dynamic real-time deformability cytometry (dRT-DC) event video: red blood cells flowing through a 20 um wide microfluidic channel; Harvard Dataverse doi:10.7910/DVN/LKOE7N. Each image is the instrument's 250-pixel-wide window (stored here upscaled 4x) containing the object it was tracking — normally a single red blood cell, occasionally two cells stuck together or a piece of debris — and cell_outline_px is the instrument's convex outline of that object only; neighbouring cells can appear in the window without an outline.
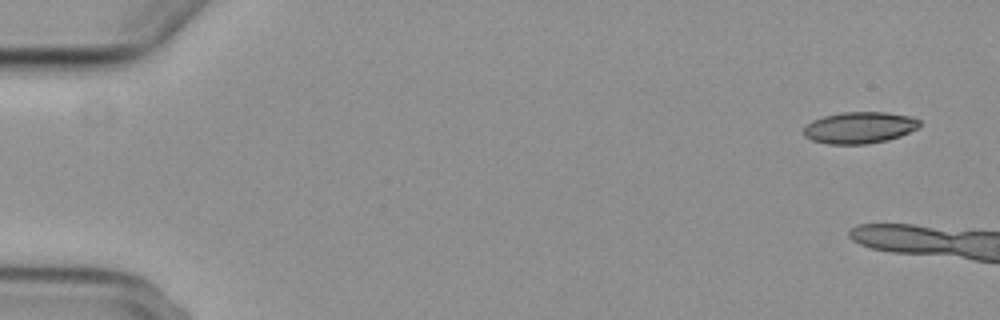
{"species": "common noctule bat (a hibernating species)", "species_latin": "Nyctalus noctula", "temperature_condition": "cold", "stored_images_in_passage": 3, "camera_frame_rate_fps": 3000, "um_per_image_px": 0.085, "animal": {"sex": "female", "body_mass_g": 29.2, "forearm_length_mm": 56.3}, "frame": {"image": 1, "passage_image": 1, "time_ms": 0.0, "image_size_px": [1000, 320], "cell_outline_px": [[920, 128], [900, 136], [888, 140], [868, 144], [828, 144], [812, 140], [804, 136], [804, 124], [812, 120], [824, 116], [844, 112], [884, 112], [908, 116], [920, 120]], "centroid_in_image_um": [73.05, 10.85], "position_along_channel_um": 11.9, "area_um2": 21.44}}